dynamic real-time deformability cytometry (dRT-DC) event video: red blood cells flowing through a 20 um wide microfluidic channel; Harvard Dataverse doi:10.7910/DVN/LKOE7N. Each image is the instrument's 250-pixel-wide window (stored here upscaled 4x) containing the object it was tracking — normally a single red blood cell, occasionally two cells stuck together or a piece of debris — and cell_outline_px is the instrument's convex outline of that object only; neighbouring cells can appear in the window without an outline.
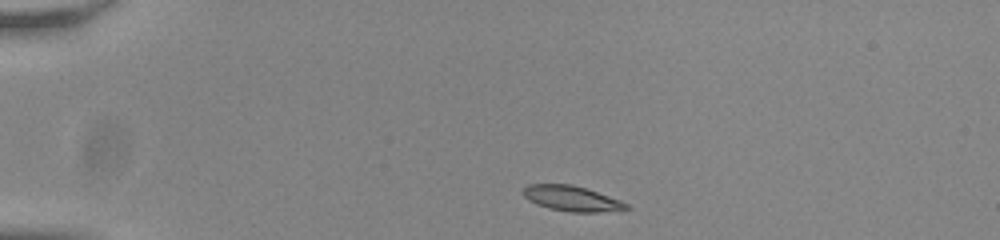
{"species": "common noctule bat (a hibernating species)", "species_latin": "Nyctalus noctula", "temperature_condition": "room temperature", "stored_images_in_passage": 43, "camera_frame_rate_fps": 3000, "um_per_image_px": 0.085, "animal": {"sex": "male", "body_mass_g": 20.0, "forearm_length_mm": 53.3}, "frame": {"image": 1, "passage_image": 1, "time_ms": 0.0, "image_size_px": [1000, 240], "cell_outline_px": [[632, 208], [600, 212], [568, 212], [548, 208], [536, 204], [528, 200], [524, 196], [524, 188], [528, 184], [572, 184], [620, 200], [628, 204]], "centroid_in_image_um": [48.59, 16.88], "position_along_channel_um": 36.4, "area_um2": 15.09}}
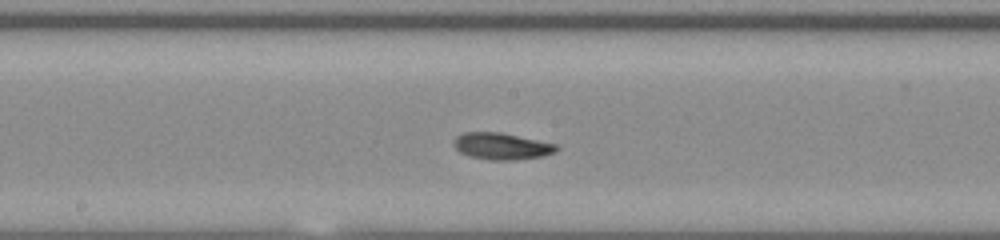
{"frame": {"image": 2, "passage_image": 19, "time_ms": 6.0, "image_size_px": [1000, 240], "cell_outline_px": [[560, 148], [556, 152], [544, 156], [512, 160], [492, 160], [468, 156], [460, 152], [452, 144], [456, 136], [464, 132], [500, 132], [556, 144]], "centroid_in_image_um": [42.64, 12.43], "position_along_channel_um": 205.6, "area_um2": 16.01}}
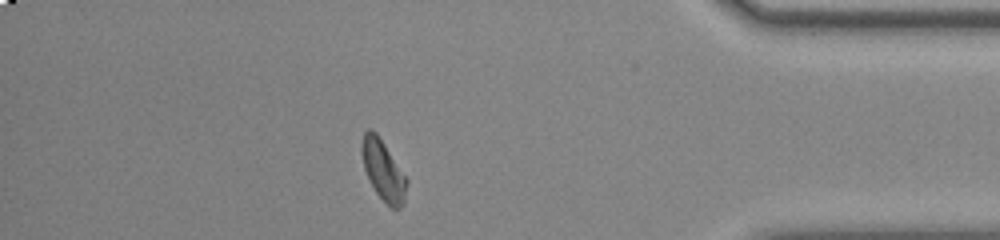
{"frame": {"image": 3, "passage_image": 37, "time_ms": 12.0, "image_size_px": [1000, 240], "cell_outline_px": [[408, 184], [404, 204], [400, 208], [392, 208], [376, 192], [364, 168], [360, 152], [360, 144], [364, 132], [368, 128], [372, 128], [376, 132], [408, 180]], "centroid_in_image_um": [32.56, 14.45], "position_along_channel_um": 402.6, "area_um2": 15.66}, "authors_computed_cell_mechanics": {"area_um2": 15.6638, "velocity_mm_per_s": 3.796, "shape_relaxation_time_tau1_ms": 7.8607, "shape_relaxation_time_tau2_ms": 4.7661, "deformation_change_tau1": 0.187, "deformation_change_tau2": 0.0911}}